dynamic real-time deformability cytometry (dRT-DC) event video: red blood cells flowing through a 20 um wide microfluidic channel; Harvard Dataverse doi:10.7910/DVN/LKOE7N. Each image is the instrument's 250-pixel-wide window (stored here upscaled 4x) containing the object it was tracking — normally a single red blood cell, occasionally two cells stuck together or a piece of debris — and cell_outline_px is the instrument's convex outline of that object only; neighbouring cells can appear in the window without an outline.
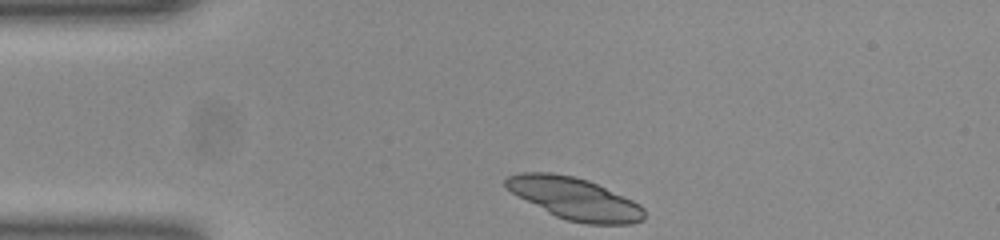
{"species": "common noctule bat (a hibernating species)", "species_latin": "Nyctalus noctula", "temperature_condition": "room temperature", "stored_images_in_passage": 25, "camera_frame_rate_fps": 3000, "um_per_image_px": 0.085, "animal": {"sex": "female", "body_mass_g": 23.0, "forearm_length_mm": 53.4}, "frame": {"image": 1, "passage_image": 1, "time_ms": 0.0, "image_size_px": [1000, 240], "cell_outline_px": [[644, 220], [632, 224], [588, 224], [568, 220], [556, 216], [548, 212], [512, 192], [504, 184], [504, 180], [508, 176], [524, 172], [552, 172], [572, 176], [588, 180], [632, 200], [640, 204], [644, 208]], "centroid_in_image_um": [48.87, 16.88], "position_along_channel_um": 36.1, "area_um2": 33.41}}